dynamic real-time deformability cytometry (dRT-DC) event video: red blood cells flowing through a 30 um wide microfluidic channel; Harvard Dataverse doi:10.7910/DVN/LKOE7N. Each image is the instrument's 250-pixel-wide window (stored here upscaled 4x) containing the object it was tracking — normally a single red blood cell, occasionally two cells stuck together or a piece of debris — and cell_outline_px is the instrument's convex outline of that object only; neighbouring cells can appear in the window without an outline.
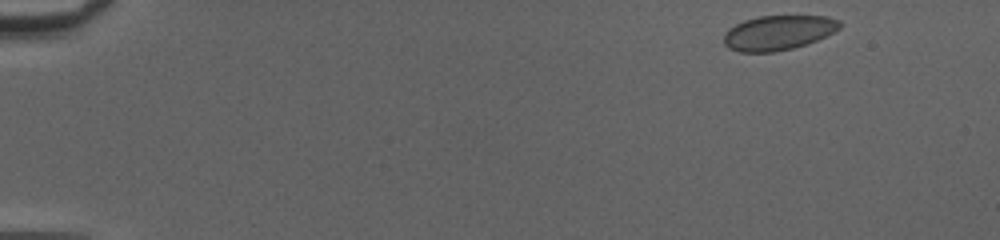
{"species": "common noctule bat (a hibernating species)", "species_latin": "Nyctalus noctula", "temperature_condition": "cold", "stored_images_in_passage": 48, "camera_frame_rate_fps": 3000, "um_per_image_px": 0.085, "animal": {"sex": "female", "body_mass_g": 20.0, "forearm_length_mm": 54.0}, "frame": {"image": 1, "passage_image": 1, "time_ms": 0.0, "image_size_px": [1000, 240], "cell_outline_px": [[840, 28], [816, 40], [792, 48], [772, 52], [740, 52], [728, 48], [724, 44], [724, 32], [728, 28], [744, 20], [760, 16], [828, 16], [840, 20]], "centroid_in_image_um": [66.11, 2.77], "position_along_channel_um": 18.9, "area_um2": 23.29}}
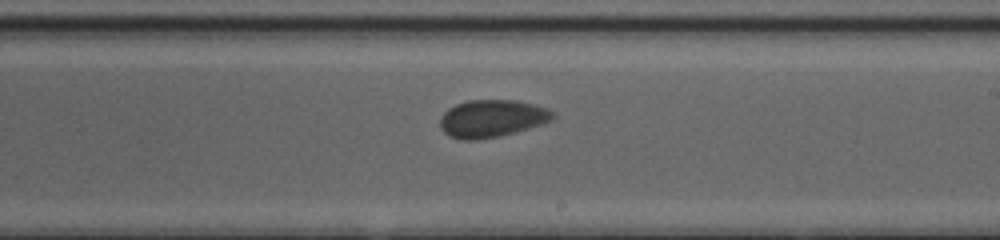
{"frame": {"image": 2, "passage_image": 28, "time_ms": 9.0, "image_size_px": [1000, 240], "cell_outline_px": [[556, 116], [552, 120], [516, 132], [480, 140], [460, 140], [448, 136], [440, 128], [440, 116], [448, 108], [456, 104], [468, 100], [516, 100], [548, 108]], "centroid_in_image_um": [41.77, 10.08], "position_along_channel_um": 247.2, "area_um2": 24.74}}
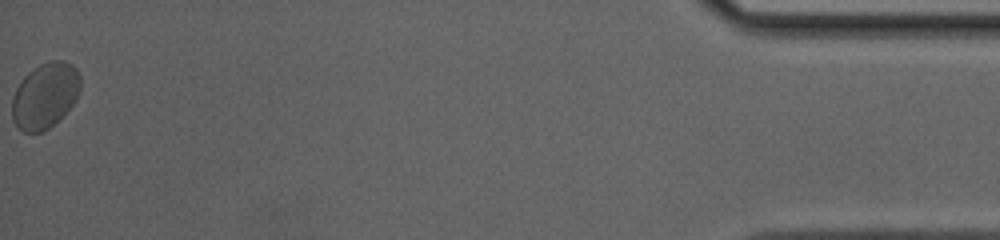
{"frame": {"image": 3, "passage_image": 48, "time_ms": 15.667, "image_size_px": [1000, 240], "cell_outline_px": [[80, 92], [76, 100], [44, 132], [24, 132], [12, 120], [12, 100], [16, 88], [24, 76], [32, 68], [40, 64], [52, 60], [64, 60], [72, 64], [76, 68], [80, 76]], "centroid_in_image_um": [3.82, 8.09], "position_along_channel_um": 431.4, "area_um2": 26.01}, "authors_computed_cell_mechanics": {"area_um2": 24.0448, "velocity_mm_per_s": 4.0555, "shape_relaxation_time_tau1_ms": 3.5597, "shape_relaxation_time_tau2_ms": 8.2816, "deformation_change_tau1": 0.0459, "deformation_change_tau2": 0.0766}}